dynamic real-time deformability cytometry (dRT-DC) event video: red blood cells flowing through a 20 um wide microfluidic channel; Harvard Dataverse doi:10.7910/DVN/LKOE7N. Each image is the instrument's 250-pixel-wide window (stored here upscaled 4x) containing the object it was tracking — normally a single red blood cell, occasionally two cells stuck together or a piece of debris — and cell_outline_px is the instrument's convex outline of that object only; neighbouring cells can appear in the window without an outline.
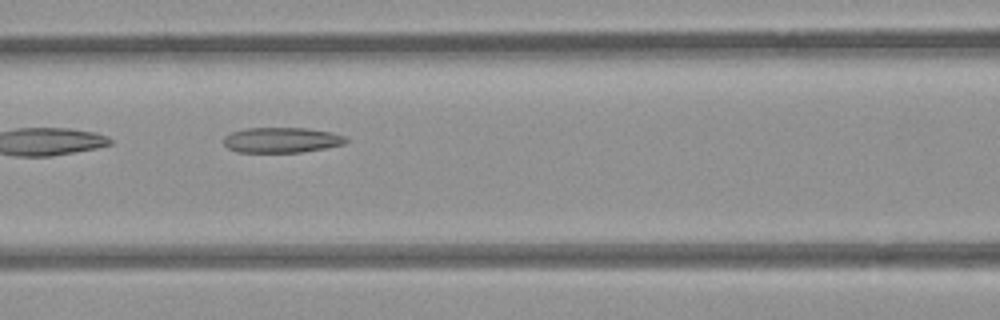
{"species": "common noctule bat (a hibernating species)", "species_latin": "Nyctalus noctula", "temperature_condition": "room temperature", "stored_images_in_passage": 10, "camera_frame_rate_fps": 3000, "um_per_image_px": 0.085, "animal": {"sex": "female", "body_mass_g": 21.9}, "frame": {"image": 1, "passage_image": 6, "time_ms": 1.667, "image_size_px": [1000, 320], "cell_outline_px": [[348, 140], [344, 144], [324, 148], [300, 152], [236, 152], [228, 148], [224, 144], [224, 136], [232, 132], [248, 128], [308, 128], [332, 132], [344, 136]], "centroid_in_image_um": [23.93, 11.9], "position_along_channel_um": 142.7, "area_um2": 17.98}}